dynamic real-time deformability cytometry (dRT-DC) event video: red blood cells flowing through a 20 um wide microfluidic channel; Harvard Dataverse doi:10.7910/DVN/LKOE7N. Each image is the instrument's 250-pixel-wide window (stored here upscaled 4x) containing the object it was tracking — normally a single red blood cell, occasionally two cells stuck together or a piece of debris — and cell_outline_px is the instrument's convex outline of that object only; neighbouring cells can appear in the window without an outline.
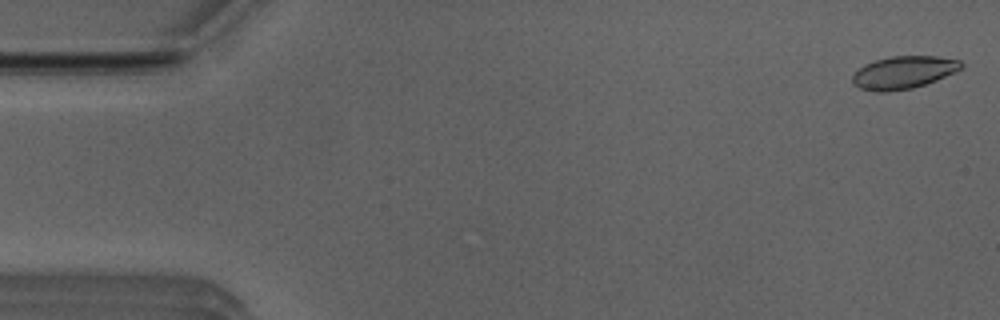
{"species": "Egyptian fruit bat (a non-hibernating species)", "species_latin": "Rousettus aegyptiacus", "temperature_condition": "room temperature", "stored_images_in_passage": 51, "camera_frame_rate_fps": 3000, "um_per_image_px": 0.085, "animal": {"sex": "male"}, "frame": {"image": 1, "passage_image": 1, "time_ms": 0.0, "image_size_px": [1000, 320], "cell_outline_px": [[964, 68], [936, 80], [912, 88], [888, 92], [876, 92], [860, 88], [852, 84], [852, 76], [864, 64], [876, 60], [892, 56], [936, 56], [960, 60], [964, 64]], "centroid_in_image_um": [76.81, 6.16], "position_along_channel_um": 8.2, "area_um2": 20.69}}
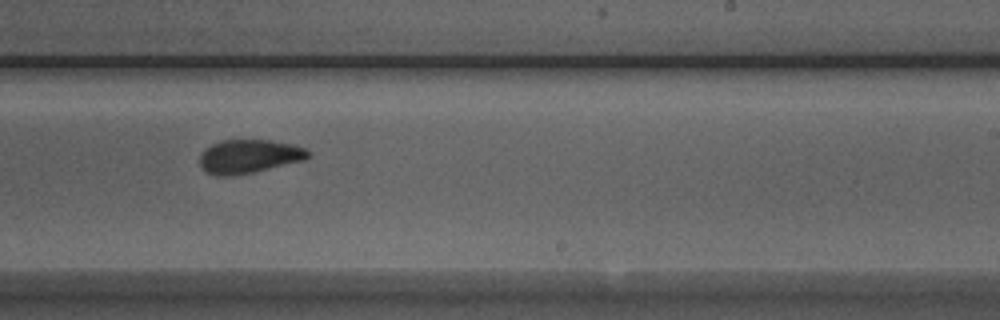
{"frame": {"image": 2, "passage_image": 31, "time_ms": 10.0, "image_size_px": [1000, 320], "cell_outline_px": [[312, 156], [304, 160], [252, 172], [228, 176], [216, 176], [208, 172], [200, 164], [200, 156], [212, 144], [220, 140], [272, 140], [292, 144], [304, 148], [312, 152]], "centroid_in_image_um": [21.22, 13.28], "position_along_channel_um": 267.8, "area_um2": 21.04}}
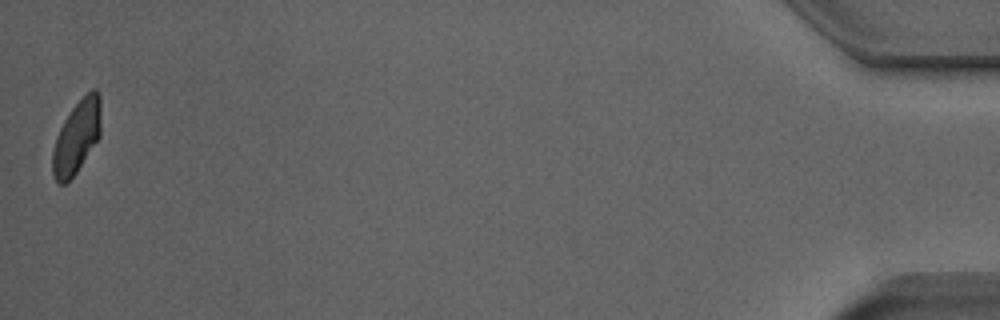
{"frame": {"image": 3, "passage_image": 51, "time_ms": 16.667, "image_size_px": [1000, 320], "cell_outline_px": [[100, 136], [76, 172], [64, 184], [60, 184], [56, 180], [52, 172], [52, 152], [56, 136], [64, 120], [72, 108], [92, 88], [96, 88], [100, 96]], "centroid_in_image_um": [6.51, 11.62], "position_along_channel_um": 428.7, "area_um2": 20.29}, "authors_computed_cell_mechanics": {"area_um2": 21.386, "velocity_mm_per_s": 3.9378, "shape_relaxation_time_tau1_ms": 5.2148, "shape_relaxation_time_tau2_ms": 1.4508, "deformation_change_tau1": 0.1415, "deformation_change_tau2": 0.0551}}